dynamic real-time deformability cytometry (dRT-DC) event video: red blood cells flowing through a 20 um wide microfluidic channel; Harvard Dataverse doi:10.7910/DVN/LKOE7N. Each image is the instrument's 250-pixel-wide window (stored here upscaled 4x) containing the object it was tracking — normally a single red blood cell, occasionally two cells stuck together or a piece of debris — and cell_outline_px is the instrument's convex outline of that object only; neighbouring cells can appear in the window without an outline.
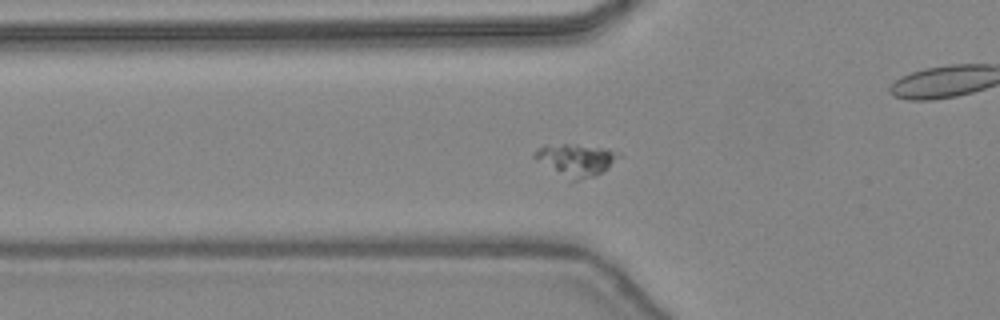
{"species": "common noctule bat (a hibernating species)", "species_latin": "Nyctalus noctula", "temperature_condition": "warm", "stored_images_in_passage": 44, "camera_frame_rate_fps": 3000, "um_per_image_px": 0.085, "animal": {"sex": "female", "body_mass_g": 24.6, "forearm_length_mm": 56.2}, "frame": {"image": 1, "passage_image": 13, "time_ms": 4.0, "image_size_px": [1000, 320], "cell_outline_px": [[624, 156], [608, 168], [596, 176], [572, 184], [536, 160], [532, 156], [544, 144], [576, 144], [604, 148]], "centroid_in_image_um": [48.96, 13.64], "position_along_channel_um": 76.8, "area_um2": 16.36}}
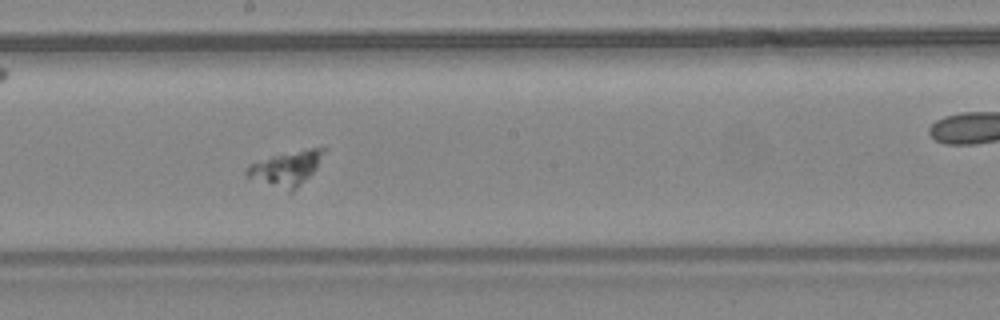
{"frame": {"image": 2, "passage_image": 23, "time_ms": 7.333, "image_size_px": [1000, 320], "cell_outline_px": [[328, 148], [316, 168], [292, 192], [288, 192], [244, 176], [244, 172], [248, 164], [272, 156], [308, 148]], "centroid_in_image_um": [24.3, 14.31], "position_along_channel_um": 223.9, "area_um2": 15.43}}
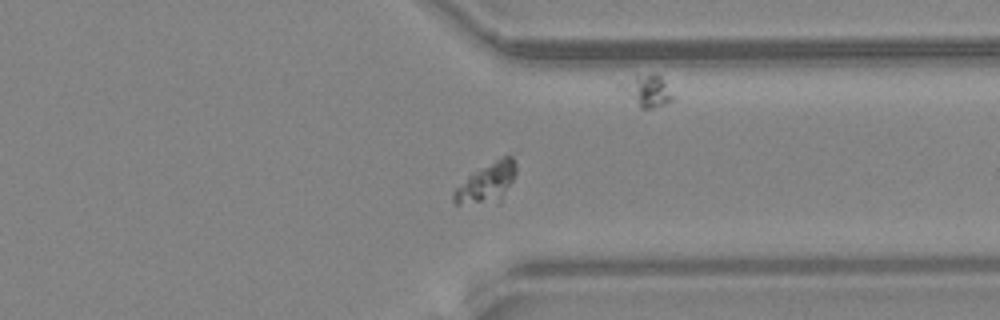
{"frame": {"image": 3, "passage_image": 33, "time_ms": 10.667, "image_size_px": [1000, 320], "cell_outline_px": [[516, 172], [500, 204], [456, 204], [452, 200], [452, 192], [468, 176], [496, 160], [512, 152], [516, 164]], "centroid_in_image_um": [41.4, 15.58], "position_along_channel_um": 370.0, "area_um2": 14.57}}